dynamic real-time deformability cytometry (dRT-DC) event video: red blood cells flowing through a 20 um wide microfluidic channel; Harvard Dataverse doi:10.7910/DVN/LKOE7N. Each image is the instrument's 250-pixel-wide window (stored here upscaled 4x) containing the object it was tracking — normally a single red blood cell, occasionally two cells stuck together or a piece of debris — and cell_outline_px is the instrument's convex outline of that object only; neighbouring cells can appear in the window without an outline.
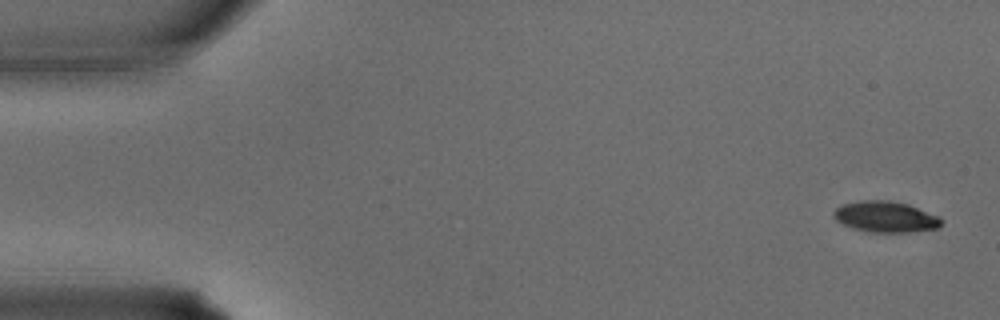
{"species": "common noctule bat (a hibernating species)", "species_latin": "Nyctalus noctula", "temperature_condition": "warm", "stored_images_in_passage": 4, "camera_frame_rate_fps": 3000, "um_per_image_px": 0.085, "animal": {"sex": "male", "body_mass_g": 15.6}, "frame": {"image": 1, "passage_image": 1, "time_ms": 0.0, "image_size_px": [1000, 320], "cell_outline_px": [[944, 220], [940, 228], [908, 232], [868, 232], [852, 228], [836, 220], [832, 216], [832, 212], [840, 204], [860, 200], [888, 200], [908, 204], [940, 216]], "centroid_in_image_um": [75.28, 18.42], "position_along_channel_um": 9.7, "area_um2": 19.77}}